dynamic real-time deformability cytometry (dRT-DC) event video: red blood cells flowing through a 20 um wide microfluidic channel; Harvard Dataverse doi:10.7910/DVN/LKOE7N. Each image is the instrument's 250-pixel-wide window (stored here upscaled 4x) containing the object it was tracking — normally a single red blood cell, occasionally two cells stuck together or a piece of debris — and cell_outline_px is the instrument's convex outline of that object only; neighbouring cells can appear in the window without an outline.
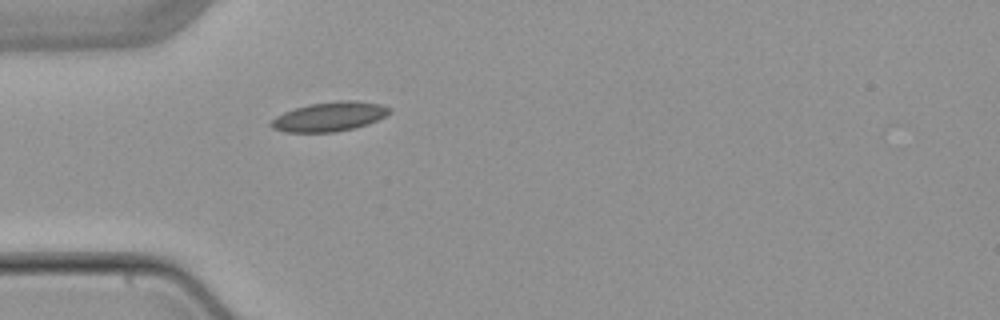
{"species": "common noctule bat (a hibernating species)", "species_latin": "Nyctalus noctula", "temperature_condition": "warm", "stored_images_in_passage": 1, "camera_frame_rate_fps": 3000, "um_per_image_px": 0.085, "animal": {"sex": "female", "body_mass_g": 22.7, "forearm_length_mm": 54.2}, "frame": {"image": 1, "passage_image": 1, "time_ms": 0.0, "image_size_px": [1000, 320], "cell_outline_px": [[392, 112], [368, 124], [356, 128], [336, 132], [284, 132], [272, 128], [268, 124], [276, 116], [284, 112], [308, 104], [340, 100], [352, 100], [380, 104], [392, 108]], "centroid_in_image_um": [28.0, 9.91], "position_along_channel_um": 57.0, "area_um2": 20.35}}